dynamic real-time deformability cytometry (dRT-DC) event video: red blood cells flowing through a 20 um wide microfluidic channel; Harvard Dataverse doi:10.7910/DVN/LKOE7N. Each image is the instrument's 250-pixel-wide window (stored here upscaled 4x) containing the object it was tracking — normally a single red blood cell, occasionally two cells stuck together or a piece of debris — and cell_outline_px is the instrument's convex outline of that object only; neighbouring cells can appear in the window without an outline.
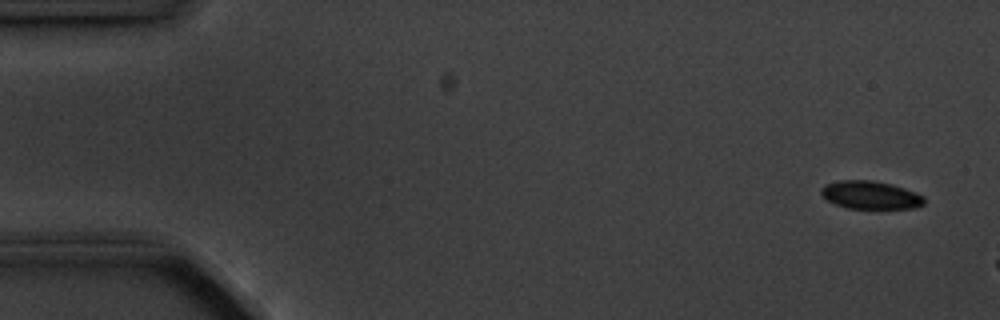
{"species": "common noctule bat (a hibernating species)", "species_latin": "Nyctalus noctula", "temperature_condition": "cold", "stored_images_in_passage": 3, "camera_frame_rate_fps": 3000, "um_per_image_px": 0.085, "animal": {"sex": "male", "body_mass_g": 20.1, "forearm_length_mm": 53.5}, "frame": {"image": 1, "passage_image": 1, "time_ms": 0.0, "image_size_px": [1000, 320], "cell_outline_px": [[924, 204], [912, 208], [848, 208], [836, 204], [828, 200], [820, 192], [820, 188], [824, 184], [840, 180], [872, 180], [892, 184], [904, 188], [924, 196]], "centroid_in_image_um": [73.97, 16.56], "position_along_channel_um": 11.0, "area_um2": 16.7}}